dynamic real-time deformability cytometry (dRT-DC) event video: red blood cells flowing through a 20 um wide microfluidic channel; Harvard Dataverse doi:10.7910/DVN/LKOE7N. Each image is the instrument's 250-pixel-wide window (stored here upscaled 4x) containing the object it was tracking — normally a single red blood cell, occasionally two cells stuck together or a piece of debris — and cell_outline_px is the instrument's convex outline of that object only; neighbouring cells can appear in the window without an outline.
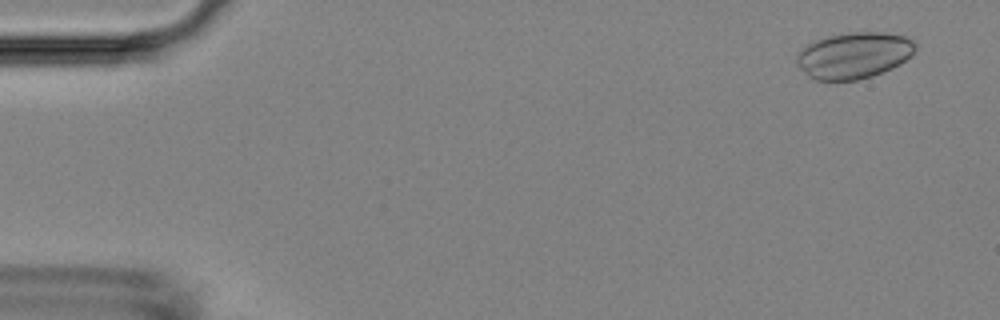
{"species": "Egyptian fruit bat (a non-hibernating species)", "species_latin": "Rousettus aegyptiacus", "temperature_condition": "room temperature", "stored_images_in_passage": 54, "camera_frame_rate_fps": 3000, "um_per_image_px": 0.085, "animal": {"sex": "female"}, "frame": {"image": 1, "passage_image": 3, "time_ms": 0.667, "image_size_px": [1000, 320], "cell_outline_px": [[916, 48], [912, 56], [900, 64], [892, 68], [872, 76], [856, 80], [812, 80], [796, 64], [796, 56], [808, 44], [816, 40], [828, 36], [852, 32], [880, 32], [908, 36], [916, 40]], "centroid_in_image_um": [72.62, 4.7], "position_along_channel_um": 12.4, "area_um2": 32.19}}
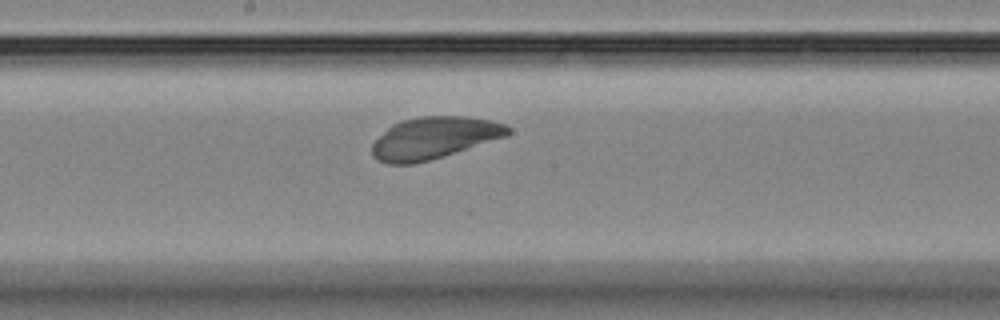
{"frame": {"image": 2, "passage_image": 29, "time_ms": 9.333, "image_size_px": [1000, 320], "cell_outline_px": [[512, 132], [508, 136], [428, 160], [412, 164], [388, 164], [372, 156], [372, 144], [392, 124], [400, 120], [420, 116], [468, 116], [488, 120], [504, 124], [512, 128]], "centroid_in_image_um": [36.9, 11.71], "position_along_channel_um": 211.3, "area_um2": 32.95}}
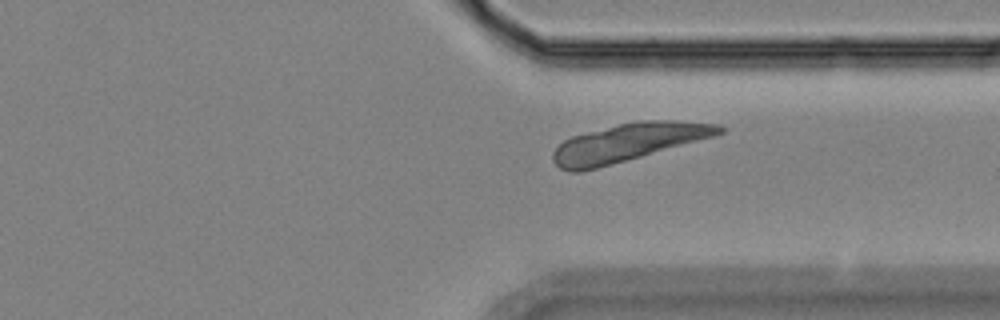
{"frame": {"image": 3, "passage_image": 41, "time_ms": 13.333, "image_size_px": [1000, 320], "cell_outline_px": [[724, 132], [716, 136], [596, 168], [580, 172], [568, 172], [560, 168], [552, 160], [552, 152], [564, 140], [572, 136], [620, 124], [640, 120], [672, 120], [720, 124], [724, 128]], "centroid_in_image_um": [53.41, 12.11], "position_along_channel_um": 358.0, "area_um2": 36.36}}